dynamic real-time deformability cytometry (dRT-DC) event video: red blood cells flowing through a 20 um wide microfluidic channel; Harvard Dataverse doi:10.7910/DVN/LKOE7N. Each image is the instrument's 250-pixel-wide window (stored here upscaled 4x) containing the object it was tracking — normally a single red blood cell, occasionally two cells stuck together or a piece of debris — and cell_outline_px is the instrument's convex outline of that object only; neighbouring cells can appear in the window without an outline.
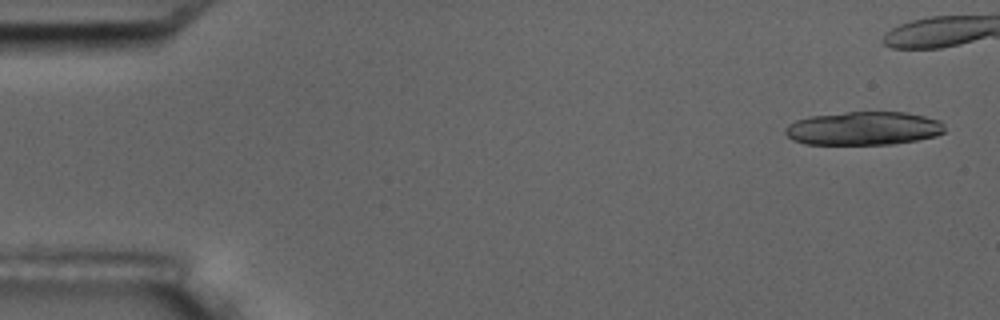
{"species": "common noctule bat (a hibernating species)", "species_latin": "Nyctalus noctula", "temperature_condition": "room temperature", "stored_images_in_passage": 7, "camera_frame_rate_fps": 3000, "um_per_image_px": 0.085, "animal": {"sex": "male", "body_mass_g": 17.5, "forearm_length_mm": 52.3}, "frame": {"image": 1, "passage_image": 1, "time_ms": 0.0, "image_size_px": [1000, 320], "cell_outline_px": [[944, 132], [936, 136], [916, 140], [892, 144], [804, 144], [792, 140], [784, 132], [784, 128], [788, 124], [796, 120], [812, 116], [844, 112], [904, 112], [924, 116], [940, 120], [944, 124]], "centroid_in_image_um": [73.39, 10.91], "position_along_channel_um": 11.6, "area_um2": 31.15}}